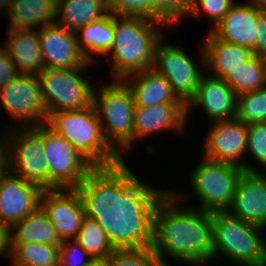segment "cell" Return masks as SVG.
Listing matches in <instances>:
<instances>
[{"instance_id": "1", "label": "cell", "mask_w": 266, "mask_h": 266, "mask_svg": "<svg viewBox=\"0 0 266 266\" xmlns=\"http://www.w3.org/2000/svg\"><path fill=\"white\" fill-rule=\"evenodd\" d=\"M152 186L139 176L134 179L135 229L150 243L160 264L173 266L172 260L188 266L212 263L211 212L183 205L189 197L183 191Z\"/></svg>"}, {"instance_id": "2", "label": "cell", "mask_w": 266, "mask_h": 266, "mask_svg": "<svg viewBox=\"0 0 266 266\" xmlns=\"http://www.w3.org/2000/svg\"><path fill=\"white\" fill-rule=\"evenodd\" d=\"M134 229L133 180L116 184L86 214L75 240L95 260H106Z\"/></svg>"}, {"instance_id": "3", "label": "cell", "mask_w": 266, "mask_h": 266, "mask_svg": "<svg viewBox=\"0 0 266 266\" xmlns=\"http://www.w3.org/2000/svg\"><path fill=\"white\" fill-rule=\"evenodd\" d=\"M46 124L65 138L105 178L117 184L137 178L106 141L94 105L80 110L54 112Z\"/></svg>"}, {"instance_id": "4", "label": "cell", "mask_w": 266, "mask_h": 266, "mask_svg": "<svg viewBox=\"0 0 266 266\" xmlns=\"http://www.w3.org/2000/svg\"><path fill=\"white\" fill-rule=\"evenodd\" d=\"M163 26L167 25L144 17L114 15L115 39L105 55L113 80L153 68L157 44L164 37Z\"/></svg>"}, {"instance_id": "5", "label": "cell", "mask_w": 266, "mask_h": 266, "mask_svg": "<svg viewBox=\"0 0 266 266\" xmlns=\"http://www.w3.org/2000/svg\"><path fill=\"white\" fill-rule=\"evenodd\" d=\"M211 224L213 260L223 254L235 266H266L265 228L227 211L211 212Z\"/></svg>"}, {"instance_id": "6", "label": "cell", "mask_w": 266, "mask_h": 266, "mask_svg": "<svg viewBox=\"0 0 266 266\" xmlns=\"http://www.w3.org/2000/svg\"><path fill=\"white\" fill-rule=\"evenodd\" d=\"M105 179L92 188L44 190L40 207L52 222L60 241L76 239L83 218L116 185Z\"/></svg>"}, {"instance_id": "7", "label": "cell", "mask_w": 266, "mask_h": 266, "mask_svg": "<svg viewBox=\"0 0 266 266\" xmlns=\"http://www.w3.org/2000/svg\"><path fill=\"white\" fill-rule=\"evenodd\" d=\"M97 88L94 89L93 105L99 117L103 135L124 160L122 150L131 152L134 149L135 103L132 92L123 80H111L110 83L101 84Z\"/></svg>"}, {"instance_id": "8", "label": "cell", "mask_w": 266, "mask_h": 266, "mask_svg": "<svg viewBox=\"0 0 266 266\" xmlns=\"http://www.w3.org/2000/svg\"><path fill=\"white\" fill-rule=\"evenodd\" d=\"M44 159L48 164V190L92 188L106 178L62 136L44 124Z\"/></svg>"}, {"instance_id": "9", "label": "cell", "mask_w": 266, "mask_h": 266, "mask_svg": "<svg viewBox=\"0 0 266 266\" xmlns=\"http://www.w3.org/2000/svg\"><path fill=\"white\" fill-rule=\"evenodd\" d=\"M5 126L0 138L7 151L8 171L48 190V164L44 159V124Z\"/></svg>"}, {"instance_id": "10", "label": "cell", "mask_w": 266, "mask_h": 266, "mask_svg": "<svg viewBox=\"0 0 266 266\" xmlns=\"http://www.w3.org/2000/svg\"><path fill=\"white\" fill-rule=\"evenodd\" d=\"M202 158L189 172L193 196L200 203L193 208L207 212L227 211L232 204L237 181L244 170L236 164L204 156Z\"/></svg>"}, {"instance_id": "11", "label": "cell", "mask_w": 266, "mask_h": 266, "mask_svg": "<svg viewBox=\"0 0 266 266\" xmlns=\"http://www.w3.org/2000/svg\"><path fill=\"white\" fill-rule=\"evenodd\" d=\"M164 39L165 36L157 44L153 69L165 77L174 95L187 107L198 94L201 78L206 72L202 43L198 50L200 66L183 46L166 43ZM202 65L204 70L200 68Z\"/></svg>"}, {"instance_id": "12", "label": "cell", "mask_w": 266, "mask_h": 266, "mask_svg": "<svg viewBox=\"0 0 266 266\" xmlns=\"http://www.w3.org/2000/svg\"><path fill=\"white\" fill-rule=\"evenodd\" d=\"M80 69L44 68L38 75L47 117L54 112L80 110L93 105L95 85Z\"/></svg>"}, {"instance_id": "13", "label": "cell", "mask_w": 266, "mask_h": 266, "mask_svg": "<svg viewBox=\"0 0 266 266\" xmlns=\"http://www.w3.org/2000/svg\"><path fill=\"white\" fill-rule=\"evenodd\" d=\"M0 104L15 127L47 123L38 76L18 74L0 90Z\"/></svg>"}, {"instance_id": "14", "label": "cell", "mask_w": 266, "mask_h": 266, "mask_svg": "<svg viewBox=\"0 0 266 266\" xmlns=\"http://www.w3.org/2000/svg\"><path fill=\"white\" fill-rule=\"evenodd\" d=\"M203 140L202 156L239 165L247 172H262L251 162H246L247 124L236 118L210 122ZM260 169V170H258Z\"/></svg>"}, {"instance_id": "15", "label": "cell", "mask_w": 266, "mask_h": 266, "mask_svg": "<svg viewBox=\"0 0 266 266\" xmlns=\"http://www.w3.org/2000/svg\"><path fill=\"white\" fill-rule=\"evenodd\" d=\"M44 68L80 69L96 67L79 48L77 35L56 23L38 30Z\"/></svg>"}, {"instance_id": "16", "label": "cell", "mask_w": 266, "mask_h": 266, "mask_svg": "<svg viewBox=\"0 0 266 266\" xmlns=\"http://www.w3.org/2000/svg\"><path fill=\"white\" fill-rule=\"evenodd\" d=\"M43 189L7 171L0 180V222L9 228L40 207Z\"/></svg>"}, {"instance_id": "17", "label": "cell", "mask_w": 266, "mask_h": 266, "mask_svg": "<svg viewBox=\"0 0 266 266\" xmlns=\"http://www.w3.org/2000/svg\"><path fill=\"white\" fill-rule=\"evenodd\" d=\"M227 212L266 229V172L243 171Z\"/></svg>"}, {"instance_id": "18", "label": "cell", "mask_w": 266, "mask_h": 266, "mask_svg": "<svg viewBox=\"0 0 266 266\" xmlns=\"http://www.w3.org/2000/svg\"><path fill=\"white\" fill-rule=\"evenodd\" d=\"M236 105L237 95L225 80L205 72L198 94L186 107V121L188 123L190 112L195 108L203 109L209 122L234 119Z\"/></svg>"}, {"instance_id": "19", "label": "cell", "mask_w": 266, "mask_h": 266, "mask_svg": "<svg viewBox=\"0 0 266 266\" xmlns=\"http://www.w3.org/2000/svg\"><path fill=\"white\" fill-rule=\"evenodd\" d=\"M186 107L182 103H161L150 107H135L133 145L136 140L163 131L183 134L186 127Z\"/></svg>"}, {"instance_id": "20", "label": "cell", "mask_w": 266, "mask_h": 266, "mask_svg": "<svg viewBox=\"0 0 266 266\" xmlns=\"http://www.w3.org/2000/svg\"><path fill=\"white\" fill-rule=\"evenodd\" d=\"M258 17L259 10L252 0L236 2L211 32L223 41L253 50L260 30Z\"/></svg>"}, {"instance_id": "21", "label": "cell", "mask_w": 266, "mask_h": 266, "mask_svg": "<svg viewBox=\"0 0 266 266\" xmlns=\"http://www.w3.org/2000/svg\"><path fill=\"white\" fill-rule=\"evenodd\" d=\"M3 47L9 52L18 74L38 76L44 69L38 30L8 28Z\"/></svg>"}, {"instance_id": "22", "label": "cell", "mask_w": 266, "mask_h": 266, "mask_svg": "<svg viewBox=\"0 0 266 266\" xmlns=\"http://www.w3.org/2000/svg\"><path fill=\"white\" fill-rule=\"evenodd\" d=\"M201 43L204 49L207 73L219 78H224L254 55L250 48L223 41L211 31L207 32Z\"/></svg>"}, {"instance_id": "23", "label": "cell", "mask_w": 266, "mask_h": 266, "mask_svg": "<svg viewBox=\"0 0 266 266\" xmlns=\"http://www.w3.org/2000/svg\"><path fill=\"white\" fill-rule=\"evenodd\" d=\"M130 88L135 107H150L161 103H181L165 77L150 68L123 80Z\"/></svg>"}, {"instance_id": "24", "label": "cell", "mask_w": 266, "mask_h": 266, "mask_svg": "<svg viewBox=\"0 0 266 266\" xmlns=\"http://www.w3.org/2000/svg\"><path fill=\"white\" fill-rule=\"evenodd\" d=\"M109 13L107 0H56L55 23L77 33Z\"/></svg>"}, {"instance_id": "25", "label": "cell", "mask_w": 266, "mask_h": 266, "mask_svg": "<svg viewBox=\"0 0 266 266\" xmlns=\"http://www.w3.org/2000/svg\"><path fill=\"white\" fill-rule=\"evenodd\" d=\"M24 243L61 245L52 222L41 207L8 228V244Z\"/></svg>"}, {"instance_id": "26", "label": "cell", "mask_w": 266, "mask_h": 266, "mask_svg": "<svg viewBox=\"0 0 266 266\" xmlns=\"http://www.w3.org/2000/svg\"><path fill=\"white\" fill-rule=\"evenodd\" d=\"M7 28L39 30L56 21V0H14Z\"/></svg>"}, {"instance_id": "27", "label": "cell", "mask_w": 266, "mask_h": 266, "mask_svg": "<svg viewBox=\"0 0 266 266\" xmlns=\"http://www.w3.org/2000/svg\"><path fill=\"white\" fill-rule=\"evenodd\" d=\"M79 48L89 62L97 64L96 55H106L115 39L114 15L108 13L105 17L88 23L77 33Z\"/></svg>"}, {"instance_id": "28", "label": "cell", "mask_w": 266, "mask_h": 266, "mask_svg": "<svg viewBox=\"0 0 266 266\" xmlns=\"http://www.w3.org/2000/svg\"><path fill=\"white\" fill-rule=\"evenodd\" d=\"M105 261L107 266H162L150 243L136 229Z\"/></svg>"}, {"instance_id": "29", "label": "cell", "mask_w": 266, "mask_h": 266, "mask_svg": "<svg viewBox=\"0 0 266 266\" xmlns=\"http://www.w3.org/2000/svg\"><path fill=\"white\" fill-rule=\"evenodd\" d=\"M235 94L266 87V59L253 55L246 63L229 72L224 78Z\"/></svg>"}, {"instance_id": "30", "label": "cell", "mask_w": 266, "mask_h": 266, "mask_svg": "<svg viewBox=\"0 0 266 266\" xmlns=\"http://www.w3.org/2000/svg\"><path fill=\"white\" fill-rule=\"evenodd\" d=\"M8 248L12 266H59V246L24 243L8 244Z\"/></svg>"}, {"instance_id": "31", "label": "cell", "mask_w": 266, "mask_h": 266, "mask_svg": "<svg viewBox=\"0 0 266 266\" xmlns=\"http://www.w3.org/2000/svg\"><path fill=\"white\" fill-rule=\"evenodd\" d=\"M235 118L246 124L266 122V87L238 95Z\"/></svg>"}, {"instance_id": "32", "label": "cell", "mask_w": 266, "mask_h": 266, "mask_svg": "<svg viewBox=\"0 0 266 266\" xmlns=\"http://www.w3.org/2000/svg\"><path fill=\"white\" fill-rule=\"evenodd\" d=\"M152 7L154 21L173 26L188 17L192 4L188 0H152Z\"/></svg>"}, {"instance_id": "33", "label": "cell", "mask_w": 266, "mask_h": 266, "mask_svg": "<svg viewBox=\"0 0 266 266\" xmlns=\"http://www.w3.org/2000/svg\"><path fill=\"white\" fill-rule=\"evenodd\" d=\"M236 0H197L191 7L190 18H200L206 16L211 21V31L230 11Z\"/></svg>"}, {"instance_id": "34", "label": "cell", "mask_w": 266, "mask_h": 266, "mask_svg": "<svg viewBox=\"0 0 266 266\" xmlns=\"http://www.w3.org/2000/svg\"><path fill=\"white\" fill-rule=\"evenodd\" d=\"M247 148L245 158L252 155L255 161L266 172V122L247 124ZM249 153V154H248Z\"/></svg>"}, {"instance_id": "35", "label": "cell", "mask_w": 266, "mask_h": 266, "mask_svg": "<svg viewBox=\"0 0 266 266\" xmlns=\"http://www.w3.org/2000/svg\"><path fill=\"white\" fill-rule=\"evenodd\" d=\"M107 5L113 15L153 20L152 0H107Z\"/></svg>"}, {"instance_id": "36", "label": "cell", "mask_w": 266, "mask_h": 266, "mask_svg": "<svg viewBox=\"0 0 266 266\" xmlns=\"http://www.w3.org/2000/svg\"><path fill=\"white\" fill-rule=\"evenodd\" d=\"M93 261L95 259L75 239L61 242L59 246V266H89Z\"/></svg>"}, {"instance_id": "37", "label": "cell", "mask_w": 266, "mask_h": 266, "mask_svg": "<svg viewBox=\"0 0 266 266\" xmlns=\"http://www.w3.org/2000/svg\"><path fill=\"white\" fill-rule=\"evenodd\" d=\"M18 75L9 52L0 45V90Z\"/></svg>"}, {"instance_id": "38", "label": "cell", "mask_w": 266, "mask_h": 266, "mask_svg": "<svg viewBox=\"0 0 266 266\" xmlns=\"http://www.w3.org/2000/svg\"><path fill=\"white\" fill-rule=\"evenodd\" d=\"M258 25L260 30L256 36L255 47L252 50L254 55L266 59V14L259 11Z\"/></svg>"}, {"instance_id": "39", "label": "cell", "mask_w": 266, "mask_h": 266, "mask_svg": "<svg viewBox=\"0 0 266 266\" xmlns=\"http://www.w3.org/2000/svg\"><path fill=\"white\" fill-rule=\"evenodd\" d=\"M8 228L0 222V256H9Z\"/></svg>"}, {"instance_id": "40", "label": "cell", "mask_w": 266, "mask_h": 266, "mask_svg": "<svg viewBox=\"0 0 266 266\" xmlns=\"http://www.w3.org/2000/svg\"><path fill=\"white\" fill-rule=\"evenodd\" d=\"M7 171H8L7 151L5 144L0 138V180Z\"/></svg>"}, {"instance_id": "41", "label": "cell", "mask_w": 266, "mask_h": 266, "mask_svg": "<svg viewBox=\"0 0 266 266\" xmlns=\"http://www.w3.org/2000/svg\"><path fill=\"white\" fill-rule=\"evenodd\" d=\"M14 0H0V11H5L6 14L9 13V9H10V6H11V3L13 2Z\"/></svg>"}, {"instance_id": "42", "label": "cell", "mask_w": 266, "mask_h": 266, "mask_svg": "<svg viewBox=\"0 0 266 266\" xmlns=\"http://www.w3.org/2000/svg\"><path fill=\"white\" fill-rule=\"evenodd\" d=\"M256 5V8L261 12L266 14V0H252Z\"/></svg>"}, {"instance_id": "43", "label": "cell", "mask_w": 266, "mask_h": 266, "mask_svg": "<svg viewBox=\"0 0 266 266\" xmlns=\"http://www.w3.org/2000/svg\"><path fill=\"white\" fill-rule=\"evenodd\" d=\"M89 266H107L105 260H95Z\"/></svg>"}, {"instance_id": "44", "label": "cell", "mask_w": 266, "mask_h": 266, "mask_svg": "<svg viewBox=\"0 0 266 266\" xmlns=\"http://www.w3.org/2000/svg\"><path fill=\"white\" fill-rule=\"evenodd\" d=\"M192 5L197 1V0H188Z\"/></svg>"}]
</instances>
